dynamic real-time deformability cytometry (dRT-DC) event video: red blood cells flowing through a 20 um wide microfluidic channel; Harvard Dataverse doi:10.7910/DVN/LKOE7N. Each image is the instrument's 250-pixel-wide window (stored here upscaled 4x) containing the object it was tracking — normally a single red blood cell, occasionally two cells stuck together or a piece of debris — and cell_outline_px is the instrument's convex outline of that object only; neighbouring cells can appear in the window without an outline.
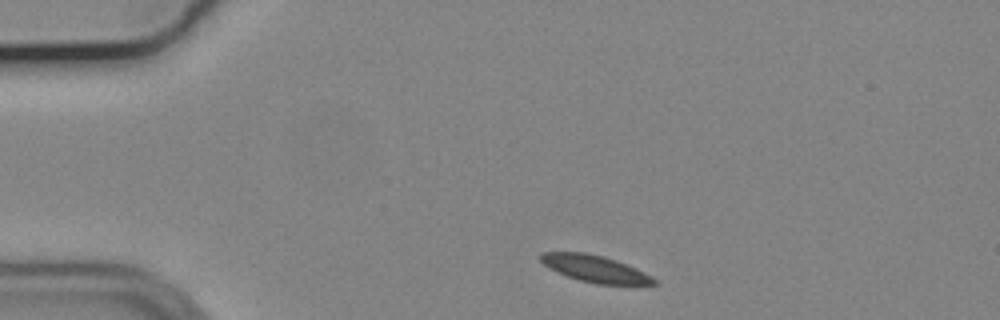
{"species": "common noctule bat (a hibernating species)", "species_latin": "Nyctalus noctula", "temperature_condition": "cold", "stored_images_in_passage": 46, "camera_frame_rate_fps": 3000, "um_per_image_px": 0.085, "animal": {"sex": "male", "body_mass_g": 19.2, "forearm_length_mm": 51.8}, "frame": {"image": 1, "passage_image": 1, "time_ms": 0.0, "image_size_px": [1000, 320], "cell_outline_px": [[656, 284], [596, 284], [580, 280], [568, 276], [548, 268], [540, 260], [540, 252], [584, 252], [604, 256], [616, 260], [636, 268], [652, 276], [656, 280]], "centroid_in_image_um": [50.56, 22.83], "position_along_channel_um": 34.4, "area_um2": 17.57}}
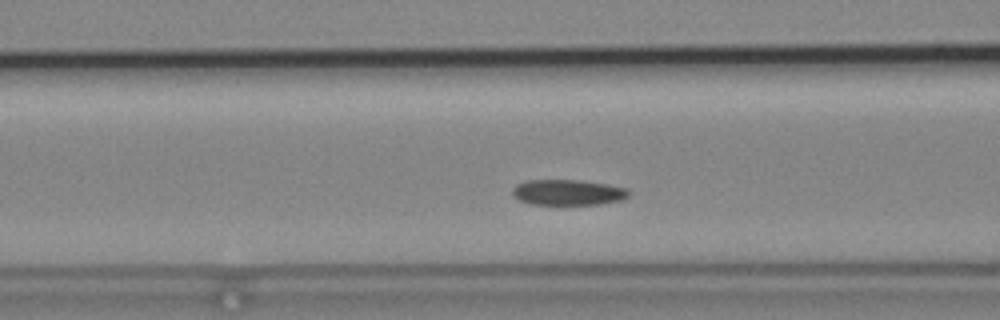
{"frame": {"image": 2, "passage_image": 12, "time_ms": 3.667, "image_size_px": [1000, 320], "cell_outline_px": [[628, 196], [620, 200], [600, 204], [528, 204], [512, 196], [512, 188], [516, 184], [528, 180], [580, 180], [608, 184], [628, 188]], "centroid_in_image_um": [48.24, 16.34], "position_along_channel_um": 118.4, "area_um2": 17.4}}
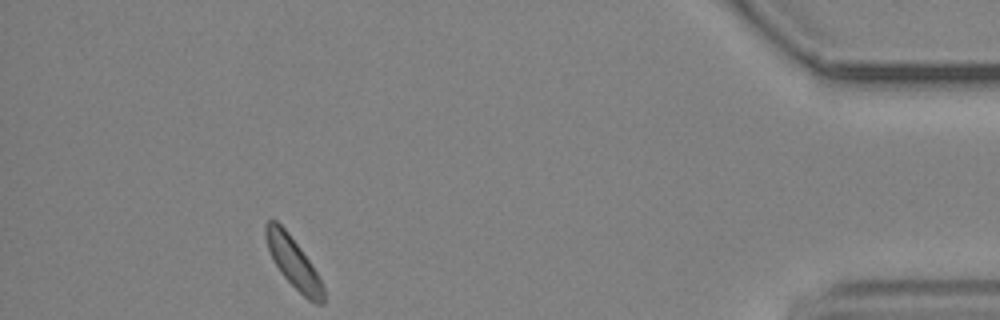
{"frame": {"image": 3, "passage_image": 41, "time_ms": 13.333, "image_size_px": [1000, 320], "cell_outline_px": [[324, 304], [316, 304], [308, 300], [280, 272], [268, 248], [264, 236], [264, 224], [268, 220], [276, 220], [288, 232], [312, 264], [324, 288]], "centroid_in_image_um": [24.93, 22.29], "position_along_channel_um": 410.3, "area_um2": 16.76}}